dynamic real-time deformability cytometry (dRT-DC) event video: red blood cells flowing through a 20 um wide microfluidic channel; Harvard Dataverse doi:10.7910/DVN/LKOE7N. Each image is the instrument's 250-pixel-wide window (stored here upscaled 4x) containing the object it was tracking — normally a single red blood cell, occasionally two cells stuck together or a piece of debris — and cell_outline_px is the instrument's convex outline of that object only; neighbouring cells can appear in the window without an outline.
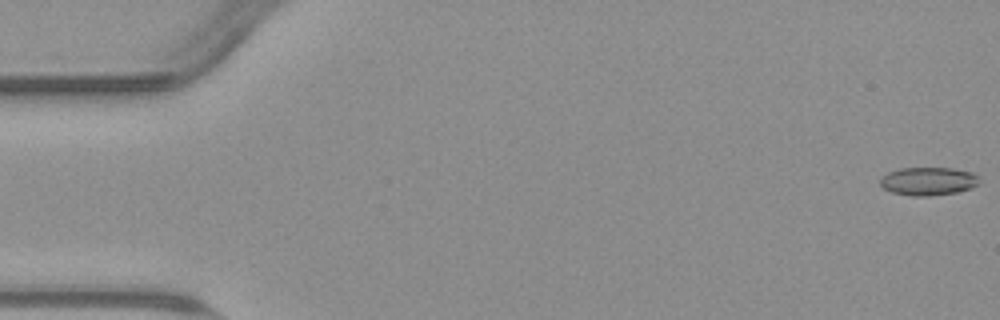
{"species": "common noctule bat (a hibernating species)", "species_latin": "Nyctalus noctula", "temperature_condition": "warm", "stored_images_in_passage": 55, "camera_frame_rate_fps": 3000, "um_per_image_px": 0.085, "animal": {"sex": "male", "body_mass_g": 23.1, "forearm_length_mm": 52.7}, "frame": {"image": 1, "passage_image": 1, "time_ms": 0.0, "image_size_px": [1000, 320], "cell_outline_px": [[980, 184], [956, 192], [928, 196], [912, 196], [892, 192], [884, 188], [880, 184], [880, 176], [888, 172], [900, 168], [952, 168], [972, 172], [976, 176]], "centroid_in_image_um": [78.86, 15.39], "position_along_channel_um": 6.1, "area_um2": 16.18}}
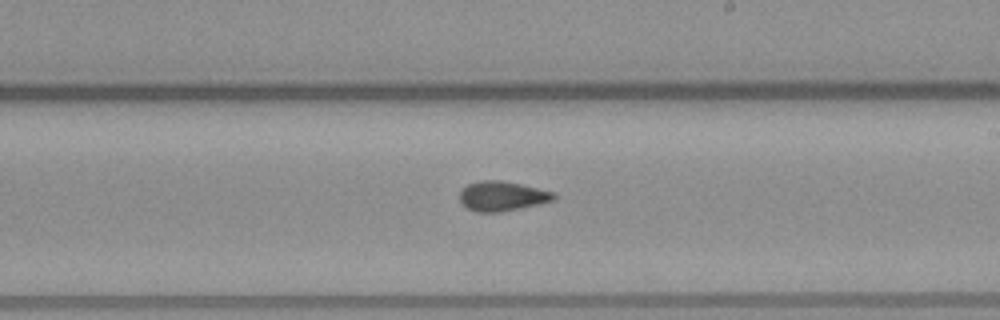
{"frame": {"image": 2, "passage_image": 32, "time_ms": 10.333, "image_size_px": [1000, 320], "cell_outline_px": [[556, 200], [500, 212], [476, 212], [468, 208], [460, 200], [460, 192], [468, 184], [480, 180], [500, 180], [520, 184], [556, 192]], "centroid_in_image_um": [42.71, 16.66], "position_along_channel_um": 246.3, "area_um2": 16.18}}
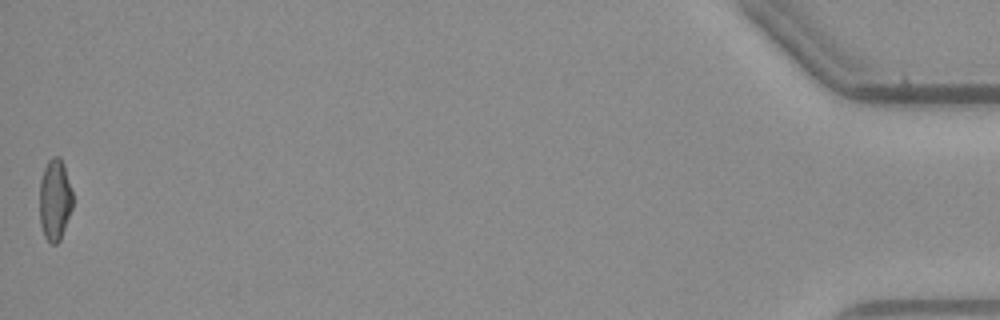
{"frame": {"image": 3, "passage_image": 55, "time_ms": 18.0, "image_size_px": [1000, 320], "cell_outline_px": [[72, 208], [60, 240], [56, 244], [52, 244], [44, 236], [40, 224], [40, 180], [44, 168], [48, 160], [52, 156], [60, 156], [64, 164], [72, 192]], "centroid_in_image_um": [4.66, 16.96], "position_along_channel_um": 430.5, "area_um2": 15.72}, "authors_computed_cell_mechanics": {"area_um2": 16.184, "velocity_mm_per_s": 3.7941, "shape_relaxation_time_tau1_ms": 8.1304, "shape_relaxation_time_tau2_ms": 2.5302, "deformation_change_tau1": 0.1787, "deformation_change_tau2": 0.0863}}